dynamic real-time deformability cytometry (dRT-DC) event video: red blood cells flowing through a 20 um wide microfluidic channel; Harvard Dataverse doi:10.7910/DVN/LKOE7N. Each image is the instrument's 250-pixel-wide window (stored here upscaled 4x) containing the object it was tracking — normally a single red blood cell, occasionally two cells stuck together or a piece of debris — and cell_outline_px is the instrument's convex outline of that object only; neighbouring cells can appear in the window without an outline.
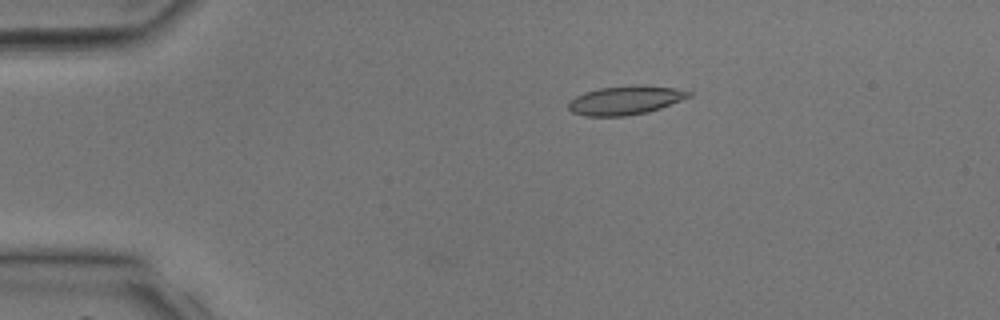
{"species": "common noctule bat (a hibernating species)", "species_latin": "Nyctalus noctula", "temperature_condition": "room temperature", "stored_images_in_passage": 39, "camera_frame_rate_fps": 3000, "um_per_image_px": 0.085, "animal": {"sex": "male", "body_mass_g": 17.9, "forearm_length_mm": 54.2}, "frame": {"image": 1, "passage_image": 8, "time_ms": 2.333, "image_size_px": [1000, 320], "cell_outline_px": [[692, 96], [660, 108], [648, 112], [624, 116], [584, 116], [572, 112], [568, 108], [568, 104], [576, 96], [584, 92], [600, 88], [636, 84], [644, 84], [676, 88], [692, 92]], "centroid_in_image_um": [53.18, 8.51], "position_along_channel_um": 31.8, "area_um2": 20.35}}
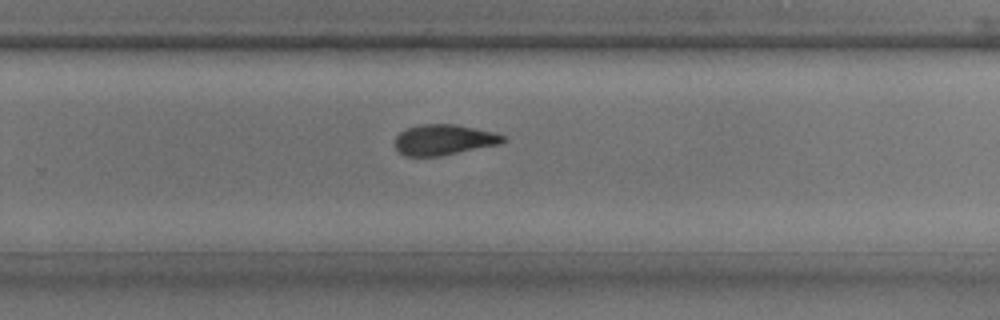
{"frame": {"image": 2, "passage_image": 26, "time_ms": 8.333, "image_size_px": [1000, 320], "cell_outline_px": [[508, 140], [500, 144], [440, 156], [404, 156], [396, 148], [396, 136], [400, 132], [408, 128], [420, 124], [456, 124], [492, 132], [504, 136]], "centroid_in_image_um": [37.73, 11.88], "position_along_channel_um": 292.1, "area_um2": 19.13}}
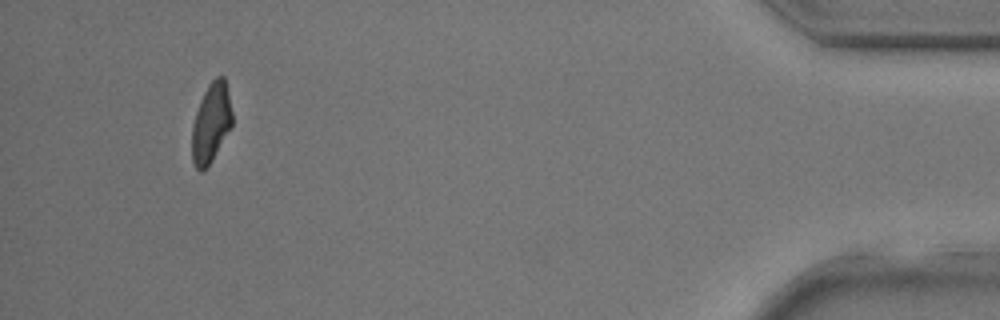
{"frame": {"image": 3, "passage_image": 37, "time_ms": 12.0, "image_size_px": [1000, 320], "cell_outline_px": [[232, 124], [212, 160], [200, 172], [196, 168], [192, 160], [192, 124], [200, 100], [208, 84], [216, 76], [224, 76], [232, 112]], "centroid_in_image_um": [17.93, 10.42], "position_along_channel_um": 417.3, "area_um2": 18.32}}